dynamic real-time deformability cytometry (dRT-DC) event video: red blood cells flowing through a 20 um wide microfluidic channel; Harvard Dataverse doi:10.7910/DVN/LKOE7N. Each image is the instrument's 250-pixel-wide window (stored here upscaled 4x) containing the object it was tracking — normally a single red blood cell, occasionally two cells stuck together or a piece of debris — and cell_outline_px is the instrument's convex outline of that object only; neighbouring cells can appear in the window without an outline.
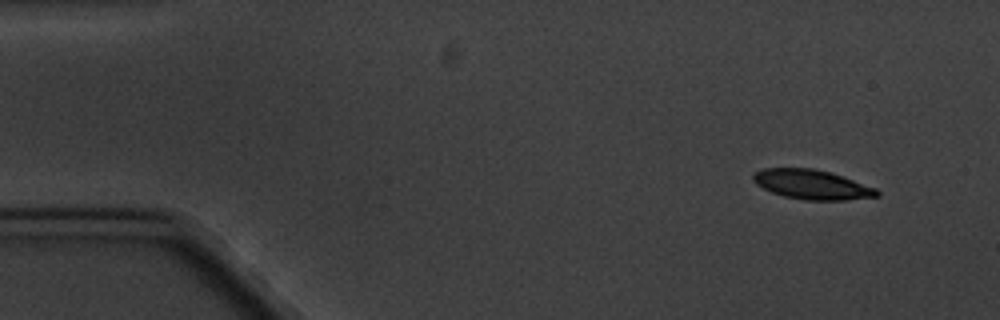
{"species": "common noctule bat (a hibernating species)", "species_latin": "Nyctalus noctula", "temperature_condition": "cold", "stored_images_in_passage": 9, "camera_frame_rate_fps": 3000, "um_per_image_px": 0.085, "animal": {"sex": "male", "body_mass_g": 20.1, "forearm_length_mm": 53.5}, "frame": {"image": 1, "passage_image": 1, "time_ms": 0.0, "image_size_px": [1000, 320], "cell_outline_px": [[880, 196], [844, 200], [804, 200], [784, 196], [772, 192], [756, 184], [752, 180], [752, 172], [764, 168], [812, 168], [832, 172], [844, 176], [876, 188], [880, 192]], "centroid_in_image_um": [69.01, 15.67], "position_along_channel_um": 16.0, "area_um2": 21.5}}
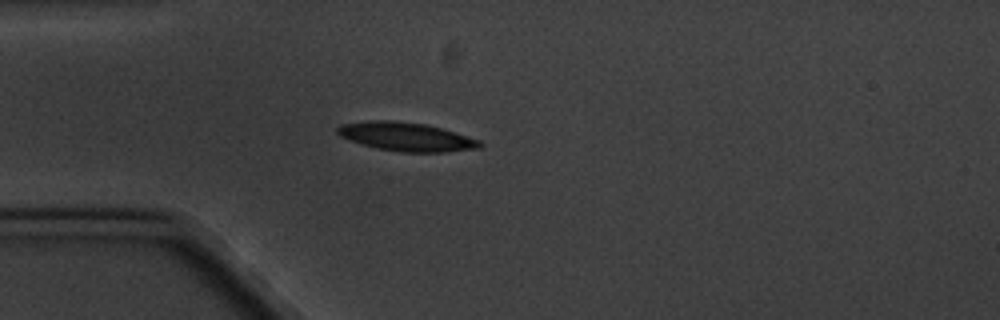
{"frame": {"image": 2, "passage_image": 4, "time_ms": 3.667, "image_size_px": [1000, 320], "cell_outline_px": [[484, 144], [480, 148], [444, 152], [400, 152], [376, 148], [360, 144], [348, 140], [340, 136], [336, 132], [336, 128], [340, 124], [376, 120], [392, 120], [424, 124], [440, 128], [480, 140]], "centroid_in_image_um": [34.5, 11.63], "position_along_channel_um": 50.5, "area_um2": 23.76}}